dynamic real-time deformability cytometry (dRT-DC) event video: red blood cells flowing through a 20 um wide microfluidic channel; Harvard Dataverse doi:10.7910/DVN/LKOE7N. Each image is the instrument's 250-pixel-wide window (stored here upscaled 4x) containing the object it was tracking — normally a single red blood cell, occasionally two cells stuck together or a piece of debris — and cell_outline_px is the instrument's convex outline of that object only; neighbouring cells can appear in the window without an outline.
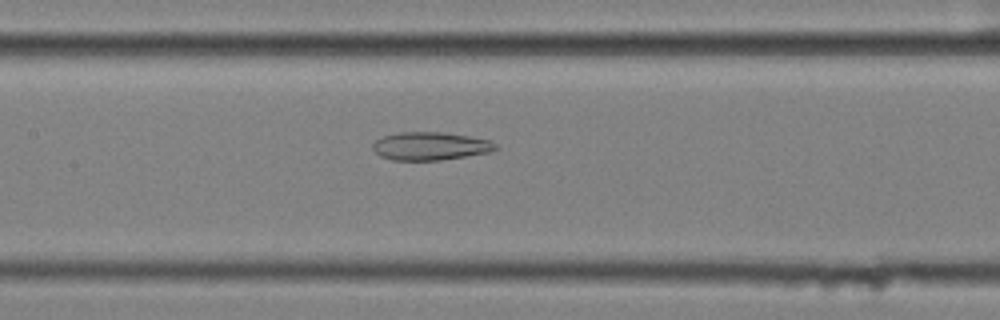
{"species": "common noctule bat (a hibernating species)", "species_latin": "Nyctalus noctula", "temperature_condition": "cold", "stored_images_in_passage": 47, "camera_frame_rate_fps": 3000, "um_per_image_px": 0.085, "animal": {"sex": "female", "body_mass_g": 25.1}, "frame": {"image": 1, "passage_image": 19, "time_ms": 6.0, "image_size_px": [1000, 320], "cell_outline_px": [[500, 148], [492, 152], [440, 160], [392, 160], [380, 156], [372, 148], [372, 144], [376, 140], [384, 136], [400, 132], [444, 132], [492, 140]], "centroid_in_image_um": [36.62, 12.42], "position_along_channel_um": 170.8, "area_um2": 20.23}}
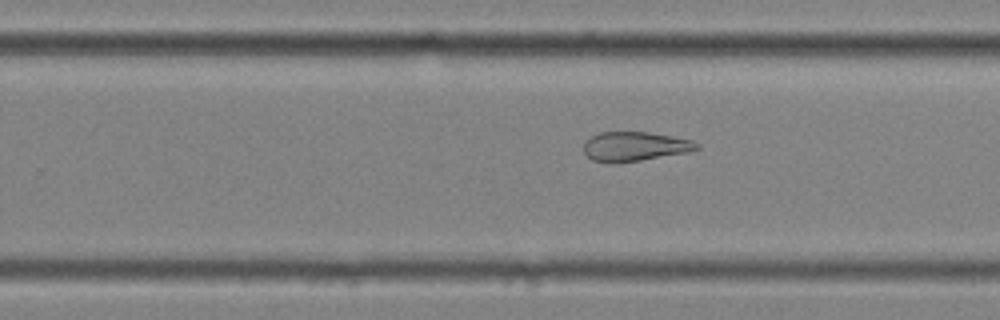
{"frame": {"image": 2, "passage_image": 28, "time_ms": 9.0, "image_size_px": [1000, 320], "cell_outline_px": [[700, 148], [688, 152], [640, 160], [612, 164], [592, 160], [584, 152], [584, 144], [592, 136], [600, 132], [648, 132], [692, 140], [700, 144]], "centroid_in_image_um": [53.96, 12.45], "position_along_channel_um": 275.8, "area_um2": 19.25}}
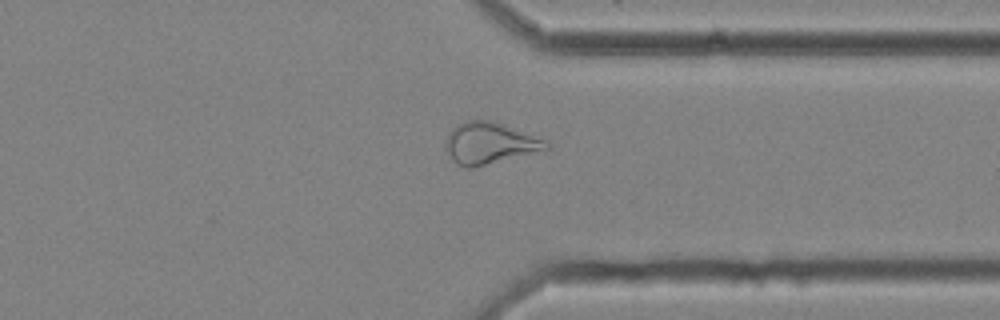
{"frame": {"image": 3, "passage_image": 36, "time_ms": 11.667, "image_size_px": [1000, 320], "cell_outline_px": [[552, 148], [472, 168], [464, 168], [456, 164], [452, 160], [444, 148], [444, 140], [448, 132], [456, 124], [464, 120], [492, 120], [504, 124], [548, 140], [552, 144]], "centroid_in_image_um": [41.6, 12.16], "position_along_channel_um": 369.8, "area_um2": 24.91}}